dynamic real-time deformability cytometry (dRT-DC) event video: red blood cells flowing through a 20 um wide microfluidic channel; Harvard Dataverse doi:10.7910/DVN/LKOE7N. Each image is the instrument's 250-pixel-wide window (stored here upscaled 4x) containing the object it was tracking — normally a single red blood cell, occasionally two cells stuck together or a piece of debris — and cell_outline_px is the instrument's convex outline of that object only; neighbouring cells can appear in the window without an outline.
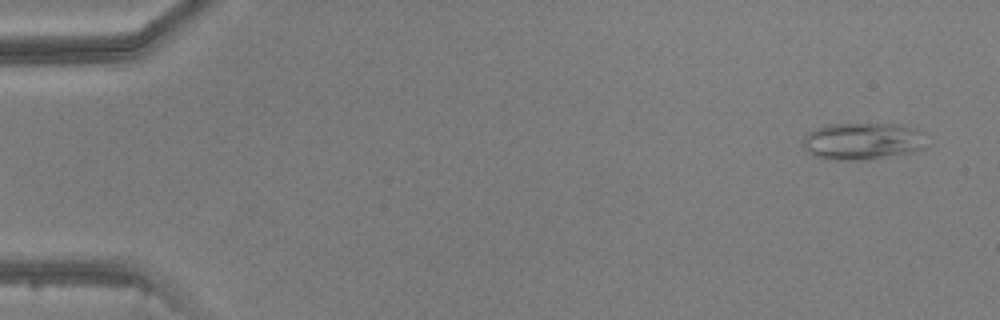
{"species": "common noctule bat (a hibernating species)", "species_latin": "Nyctalus noctula", "temperature_condition": "warm", "stored_images_in_passage": 6, "camera_frame_rate_fps": 3000, "um_per_image_px": 0.085, "animal": {"sex": "male", "body_mass_g": 20.5, "forearm_length_mm": 52.5}, "frame": {"image": 1, "passage_image": 1, "time_ms": 0.0, "image_size_px": [1000, 320], "cell_outline_px": [[924, 148], [912, 152], [868, 160], [828, 160], [812, 156], [800, 144], [800, 140], [808, 132], [816, 128], [828, 124], [892, 124], [916, 128], [924, 132]], "centroid_in_image_um": [73.25, 12.01], "position_along_channel_um": 11.7, "area_um2": 27.11}}